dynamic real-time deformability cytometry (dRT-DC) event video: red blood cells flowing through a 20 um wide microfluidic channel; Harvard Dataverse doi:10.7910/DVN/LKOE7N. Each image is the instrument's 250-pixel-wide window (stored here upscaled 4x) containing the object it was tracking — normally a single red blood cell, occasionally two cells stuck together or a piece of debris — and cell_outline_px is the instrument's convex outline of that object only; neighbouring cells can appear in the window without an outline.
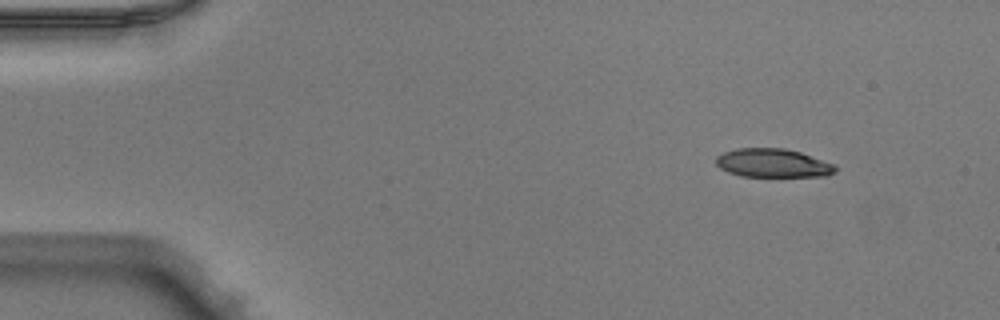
{"species": "Egyptian fruit bat (a non-hibernating species)", "species_latin": "Rousettus aegyptiacus", "temperature_condition": "warm", "stored_images_in_passage": 45, "camera_frame_rate_fps": 3000, "um_per_image_px": 0.085, "animal": {"sex": "male"}, "frame": {"image": 1, "passage_image": 1, "time_ms": 0.0, "image_size_px": [1000, 320], "cell_outline_px": [[836, 172], [828, 176], [740, 176], [728, 172], [720, 168], [716, 164], [716, 156], [724, 152], [736, 148], [784, 148], [800, 152], [836, 164]], "centroid_in_image_um": [65.71, 13.86], "position_along_channel_um": 19.3, "area_um2": 20.0}}
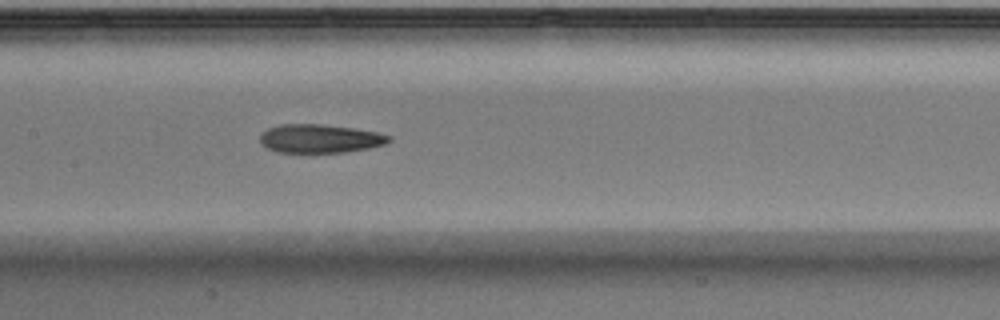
{"frame": {"image": 2, "passage_image": 20, "time_ms": 6.333, "image_size_px": [1000, 320], "cell_outline_px": [[392, 140], [388, 144], [368, 148], [344, 152], [276, 152], [260, 144], [260, 132], [268, 128], [280, 124], [320, 124], [352, 128], [376, 132], [392, 136]], "centroid_in_image_um": [27.19, 11.78], "position_along_channel_um": 180.2, "area_um2": 21.56}}
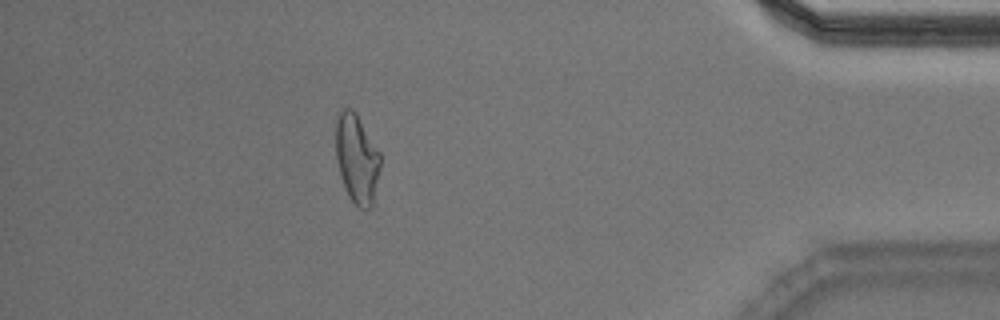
{"frame": {"image": 3, "passage_image": 40, "time_ms": 13.0, "image_size_px": [1000, 320], "cell_outline_px": [[380, 168], [372, 204], [368, 208], [360, 208], [348, 196], [336, 160], [336, 120], [340, 108], [352, 108], [356, 112], [380, 152]], "centroid_in_image_um": [30.32, 13.42], "position_along_channel_um": 404.9, "area_um2": 22.95}, "authors_computed_cell_mechanics": {"area_um2": 22.4264, "velocity_mm_per_s": 4.0209, "shape_relaxation_time_tau1_ms": 5.1216, "shape_relaxation_time_tau2_ms": 2.8985, "deformation_change_tau1": 0.1913, "deformation_change_tau2": 0.1175}}